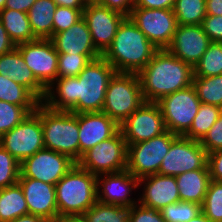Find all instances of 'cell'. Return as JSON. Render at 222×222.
Listing matches in <instances>:
<instances>
[{"instance_id":"cell-1","label":"cell","mask_w":222,"mask_h":222,"mask_svg":"<svg viewBox=\"0 0 222 222\" xmlns=\"http://www.w3.org/2000/svg\"><path fill=\"white\" fill-rule=\"evenodd\" d=\"M115 73L103 56L91 60L77 77H58L47 88L42 103L55 111L101 112L106 89Z\"/></svg>"},{"instance_id":"cell-2","label":"cell","mask_w":222,"mask_h":222,"mask_svg":"<svg viewBox=\"0 0 222 222\" xmlns=\"http://www.w3.org/2000/svg\"><path fill=\"white\" fill-rule=\"evenodd\" d=\"M137 75L145 102L156 103L192 85L193 68L167 49H160Z\"/></svg>"},{"instance_id":"cell-3","label":"cell","mask_w":222,"mask_h":222,"mask_svg":"<svg viewBox=\"0 0 222 222\" xmlns=\"http://www.w3.org/2000/svg\"><path fill=\"white\" fill-rule=\"evenodd\" d=\"M158 50L132 20L126 17L118 27L112 44L102 56L116 72L138 74Z\"/></svg>"},{"instance_id":"cell-4","label":"cell","mask_w":222,"mask_h":222,"mask_svg":"<svg viewBox=\"0 0 222 222\" xmlns=\"http://www.w3.org/2000/svg\"><path fill=\"white\" fill-rule=\"evenodd\" d=\"M97 176L77 163L55 184L58 219L83 216L97 202Z\"/></svg>"},{"instance_id":"cell-5","label":"cell","mask_w":222,"mask_h":222,"mask_svg":"<svg viewBox=\"0 0 222 222\" xmlns=\"http://www.w3.org/2000/svg\"><path fill=\"white\" fill-rule=\"evenodd\" d=\"M41 124L46 149L79 160L78 114L49 109L41 102Z\"/></svg>"},{"instance_id":"cell-6","label":"cell","mask_w":222,"mask_h":222,"mask_svg":"<svg viewBox=\"0 0 222 222\" xmlns=\"http://www.w3.org/2000/svg\"><path fill=\"white\" fill-rule=\"evenodd\" d=\"M143 103L138 75L116 72L106 89L102 112L121 125Z\"/></svg>"},{"instance_id":"cell-7","label":"cell","mask_w":222,"mask_h":222,"mask_svg":"<svg viewBox=\"0 0 222 222\" xmlns=\"http://www.w3.org/2000/svg\"><path fill=\"white\" fill-rule=\"evenodd\" d=\"M177 136L167 130L150 140L127 145L126 170L138 179L158 174L163 158Z\"/></svg>"},{"instance_id":"cell-8","label":"cell","mask_w":222,"mask_h":222,"mask_svg":"<svg viewBox=\"0 0 222 222\" xmlns=\"http://www.w3.org/2000/svg\"><path fill=\"white\" fill-rule=\"evenodd\" d=\"M76 163L96 176L126 170L127 144L121 130L87 150Z\"/></svg>"},{"instance_id":"cell-9","label":"cell","mask_w":222,"mask_h":222,"mask_svg":"<svg viewBox=\"0 0 222 222\" xmlns=\"http://www.w3.org/2000/svg\"><path fill=\"white\" fill-rule=\"evenodd\" d=\"M0 145L19 163L44 149L41 103L20 124L0 137Z\"/></svg>"},{"instance_id":"cell-10","label":"cell","mask_w":222,"mask_h":222,"mask_svg":"<svg viewBox=\"0 0 222 222\" xmlns=\"http://www.w3.org/2000/svg\"><path fill=\"white\" fill-rule=\"evenodd\" d=\"M160 107L168 131L183 136L191 127L201 101L190 85L156 102Z\"/></svg>"},{"instance_id":"cell-11","label":"cell","mask_w":222,"mask_h":222,"mask_svg":"<svg viewBox=\"0 0 222 222\" xmlns=\"http://www.w3.org/2000/svg\"><path fill=\"white\" fill-rule=\"evenodd\" d=\"M208 153L197 140L177 136L163 158L158 174L176 177L193 170H209Z\"/></svg>"},{"instance_id":"cell-12","label":"cell","mask_w":222,"mask_h":222,"mask_svg":"<svg viewBox=\"0 0 222 222\" xmlns=\"http://www.w3.org/2000/svg\"><path fill=\"white\" fill-rule=\"evenodd\" d=\"M128 17L159 50L168 48L178 26L173 9L133 7Z\"/></svg>"},{"instance_id":"cell-13","label":"cell","mask_w":222,"mask_h":222,"mask_svg":"<svg viewBox=\"0 0 222 222\" xmlns=\"http://www.w3.org/2000/svg\"><path fill=\"white\" fill-rule=\"evenodd\" d=\"M26 65L47 89L58 78V52L51 39L37 38L16 45Z\"/></svg>"},{"instance_id":"cell-14","label":"cell","mask_w":222,"mask_h":222,"mask_svg":"<svg viewBox=\"0 0 222 222\" xmlns=\"http://www.w3.org/2000/svg\"><path fill=\"white\" fill-rule=\"evenodd\" d=\"M75 164L68 155L44 148L20 163L19 177L55 185Z\"/></svg>"},{"instance_id":"cell-15","label":"cell","mask_w":222,"mask_h":222,"mask_svg":"<svg viewBox=\"0 0 222 222\" xmlns=\"http://www.w3.org/2000/svg\"><path fill=\"white\" fill-rule=\"evenodd\" d=\"M127 145L150 140L167 131L160 107L155 102L143 103L121 125Z\"/></svg>"},{"instance_id":"cell-16","label":"cell","mask_w":222,"mask_h":222,"mask_svg":"<svg viewBox=\"0 0 222 222\" xmlns=\"http://www.w3.org/2000/svg\"><path fill=\"white\" fill-rule=\"evenodd\" d=\"M126 18L122 13L103 5L86 6L83 19L86 21L95 48L103 54L112 44L118 27Z\"/></svg>"},{"instance_id":"cell-17","label":"cell","mask_w":222,"mask_h":222,"mask_svg":"<svg viewBox=\"0 0 222 222\" xmlns=\"http://www.w3.org/2000/svg\"><path fill=\"white\" fill-rule=\"evenodd\" d=\"M138 181L128 170L97 175V201L131 208L138 204L130 197L132 190L139 187Z\"/></svg>"},{"instance_id":"cell-18","label":"cell","mask_w":222,"mask_h":222,"mask_svg":"<svg viewBox=\"0 0 222 222\" xmlns=\"http://www.w3.org/2000/svg\"><path fill=\"white\" fill-rule=\"evenodd\" d=\"M210 43L201 25H178L167 50L194 68Z\"/></svg>"},{"instance_id":"cell-19","label":"cell","mask_w":222,"mask_h":222,"mask_svg":"<svg viewBox=\"0 0 222 222\" xmlns=\"http://www.w3.org/2000/svg\"><path fill=\"white\" fill-rule=\"evenodd\" d=\"M18 183L23 190L29 214L51 222L58 219L55 185L28 177H19Z\"/></svg>"},{"instance_id":"cell-20","label":"cell","mask_w":222,"mask_h":222,"mask_svg":"<svg viewBox=\"0 0 222 222\" xmlns=\"http://www.w3.org/2000/svg\"><path fill=\"white\" fill-rule=\"evenodd\" d=\"M78 126L79 159L87 150L114 136L120 130V125L102 111L79 113Z\"/></svg>"},{"instance_id":"cell-21","label":"cell","mask_w":222,"mask_h":222,"mask_svg":"<svg viewBox=\"0 0 222 222\" xmlns=\"http://www.w3.org/2000/svg\"><path fill=\"white\" fill-rule=\"evenodd\" d=\"M142 184H144L142 187L144 190L138 199L139 204L160 211L167 205L180 201L178 185L173 176L148 175L139 179L138 186Z\"/></svg>"},{"instance_id":"cell-22","label":"cell","mask_w":222,"mask_h":222,"mask_svg":"<svg viewBox=\"0 0 222 222\" xmlns=\"http://www.w3.org/2000/svg\"><path fill=\"white\" fill-rule=\"evenodd\" d=\"M0 74L26 87L40 102H43L47 89L36 79L17 48L0 55Z\"/></svg>"},{"instance_id":"cell-23","label":"cell","mask_w":222,"mask_h":222,"mask_svg":"<svg viewBox=\"0 0 222 222\" xmlns=\"http://www.w3.org/2000/svg\"><path fill=\"white\" fill-rule=\"evenodd\" d=\"M50 39L58 53L101 54L93 45L91 33L83 18L67 30L55 33Z\"/></svg>"},{"instance_id":"cell-24","label":"cell","mask_w":222,"mask_h":222,"mask_svg":"<svg viewBox=\"0 0 222 222\" xmlns=\"http://www.w3.org/2000/svg\"><path fill=\"white\" fill-rule=\"evenodd\" d=\"M176 178L180 201L202 205L211 181L209 170H193L182 173Z\"/></svg>"},{"instance_id":"cell-25","label":"cell","mask_w":222,"mask_h":222,"mask_svg":"<svg viewBox=\"0 0 222 222\" xmlns=\"http://www.w3.org/2000/svg\"><path fill=\"white\" fill-rule=\"evenodd\" d=\"M57 5L53 0H36L27 12L31 30L36 38L53 36V18Z\"/></svg>"},{"instance_id":"cell-26","label":"cell","mask_w":222,"mask_h":222,"mask_svg":"<svg viewBox=\"0 0 222 222\" xmlns=\"http://www.w3.org/2000/svg\"><path fill=\"white\" fill-rule=\"evenodd\" d=\"M0 20L15 45L34 41L27 13L4 8L0 10Z\"/></svg>"},{"instance_id":"cell-27","label":"cell","mask_w":222,"mask_h":222,"mask_svg":"<svg viewBox=\"0 0 222 222\" xmlns=\"http://www.w3.org/2000/svg\"><path fill=\"white\" fill-rule=\"evenodd\" d=\"M27 214L28 206L18 182L0 189V222H10Z\"/></svg>"},{"instance_id":"cell-28","label":"cell","mask_w":222,"mask_h":222,"mask_svg":"<svg viewBox=\"0 0 222 222\" xmlns=\"http://www.w3.org/2000/svg\"><path fill=\"white\" fill-rule=\"evenodd\" d=\"M0 101L22 106L29 114L41 103L26 87L1 74Z\"/></svg>"},{"instance_id":"cell-29","label":"cell","mask_w":222,"mask_h":222,"mask_svg":"<svg viewBox=\"0 0 222 222\" xmlns=\"http://www.w3.org/2000/svg\"><path fill=\"white\" fill-rule=\"evenodd\" d=\"M206 0H175L173 12L178 25H201L206 13Z\"/></svg>"},{"instance_id":"cell-30","label":"cell","mask_w":222,"mask_h":222,"mask_svg":"<svg viewBox=\"0 0 222 222\" xmlns=\"http://www.w3.org/2000/svg\"><path fill=\"white\" fill-rule=\"evenodd\" d=\"M192 85L201 103L218 107L222 104V75L193 76Z\"/></svg>"},{"instance_id":"cell-31","label":"cell","mask_w":222,"mask_h":222,"mask_svg":"<svg viewBox=\"0 0 222 222\" xmlns=\"http://www.w3.org/2000/svg\"><path fill=\"white\" fill-rule=\"evenodd\" d=\"M222 75V43L211 42L193 68V76L211 77Z\"/></svg>"},{"instance_id":"cell-32","label":"cell","mask_w":222,"mask_h":222,"mask_svg":"<svg viewBox=\"0 0 222 222\" xmlns=\"http://www.w3.org/2000/svg\"><path fill=\"white\" fill-rule=\"evenodd\" d=\"M219 107L201 103L190 129L183 135L200 141L219 118Z\"/></svg>"},{"instance_id":"cell-33","label":"cell","mask_w":222,"mask_h":222,"mask_svg":"<svg viewBox=\"0 0 222 222\" xmlns=\"http://www.w3.org/2000/svg\"><path fill=\"white\" fill-rule=\"evenodd\" d=\"M83 217L87 222H129V208L97 201Z\"/></svg>"},{"instance_id":"cell-34","label":"cell","mask_w":222,"mask_h":222,"mask_svg":"<svg viewBox=\"0 0 222 222\" xmlns=\"http://www.w3.org/2000/svg\"><path fill=\"white\" fill-rule=\"evenodd\" d=\"M102 54H67L58 53V77H77L85 66Z\"/></svg>"},{"instance_id":"cell-35","label":"cell","mask_w":222,"mask_h":222,"mask_svg":"<svg viewBox=\"0 0 222 222\" xmlns=\"http://www.w3.org/2000/svg\"><path fill=\"white\" fill-rule=\"evenodd\" d=\"M201 210L211 222L222 221V181H210Z\"/></svg>"},{"instance_id":"cell-36","label":"cell","mask_w":222,"mask_h":222,"mask_svg":"<svg viewBox=\"0 0 222 222\" xmlns=\"http://www.w3.org/2000/svg\"><path fill=\"white\" fill-rule=\"evenodd\" d=\"M160 211L166 222H188L202 212L201 205L188 201L169 204Z\"/></svg>"},{"instance_id":"cell-37","label":"cell","mask_w":222,"mask_h":222,"mask_svg":"<svg viewBox=\"0 0 222 222\" xmlns=\"http://www.w3.org/2000/svg\"><path fill=\"white\" fill-rule=\"evenodd\" d=\"M28 115L22 106L0 101V137L20 124Z\"/></svg>"},{"instance_id":"cell-38","label":"cell","mask_w":222,"mask_h":222,"mask_svg":"<svg viewBox=\"0 0 222 222\" xmlns=\"http://www.w3.org/2000/svg\"><path fill=\"white\" fill-rule=\"evenodd\" d=\"M20 163L0 145V189L18 182Z\"/></svg>"},{"instance_id":"cell-39","label":"cell","mask_w":222,"mask_h":222,"mask_svg":"<svg viewBox=\"0 0 222 222\" xmlns=\"http://www.w3.org/2000/svg\"><path fill=\"white\" fill-rule=\"evenodd\" d=\"M84 9L57 6L53 18V35L67 30L83 18Z\"/></svg>"},{"instance_id":"cell-40","label":"cell","mask_w":222,"mask_h":222,"mask_svg":"<svg viewBox=\"0 0 222 222\" xmlns=\"http://www.w3.org/2000/svg\"><path fill=\"white\" fill-rule=\"evenodd\" d=\"M129 222H166L155 208L142 204L133 205L129 208Z\"/></svg>"},{"instance_id":"cell-41","label":"cell","mask_w":222,"mask_h":222,"mask_svg":"<svg viewBox=\"0 0 222 222\" xmlns=\"http://www.w3.org/2000/svg\"><path fill=\"white\" fill-rule=\"evenodd\" d=\"M199 142L208 154L222 149V116Z\"/></svg>"},{"instance_id":"cell-42","label":"cell","mask_w":222,"mask_h":222,"mask_svg":"<svg viewBox=\"0 0 222 222\" xmlns=\"http://www.w3.org/2000/svg\"><path fill=\"white\" fill-rule=\"evenodd\" d=\"M201 26L211 42L222 43V16L206 15Z\"/></svg>"},{"instance_id":"cell-43","label":"cell","mask_w":222,"mask_h":222,"mask_svg":"<svg viewBox=\"0 0 222 222\" xmlns=\"http://www.w3.org/2000/svg\"><path fill=\"white\" fill-rule=\"evenodd\" d=\"M207 166L211 180L222 181V149L208 154Z\"/></svg>"},{"instance_id":"cell-44","label":"cell","mask_w":222,"mask_h":222,"mask_svg":"<svg viewBox=\"0 0 222 222\" xmlns=\"http://www.w3.org/2000/svg\"><path fill=\"white\" fill-rule=\"evenodd\" d=\"M101 5L128 17L134 7V0H102Z\"/></svg>"},{"instance_id":"cell-45","label":"cell","mask_w":222,"mask_h":222,"mask_svg":"<svg viewBox=\"0 0 222 222\" xmlns=\"http://www.w3.org/2000/svg\"><path fill=\"white\" fill-rule=\"evenodd\" d=\"M175 0H134V7L147 9H173Z\"/></svg>"},{"instance_id":"cell-46","label":"cell","mask_w":222,"mask_h":222,"mask_svg":"<svg viewBox=\"0 0 222 222\" xmlns=\"http://www.w3.org/2000/svg\"><path fill=\"white\" fill-rule=\"evenodd\" d=\"M16 48V45L9 37L6 29L0 20V55L9 53Z\"/></svg>"},{"instance_id":"cell-47","label":"cell","mask_w":222,"mask_h":222,"mask_svg":"<svg viewBox=\"0 0 222 222\" xmlns=\"http://www.w3.org/2000/svg\"><path fill=\"white\" fill-rule=\"evenodd\" d=\"M36 0H6L4 8L27 13Z\"/></svg>"},{"instance_id":"cell-48","label":"cell","mask_w":222,"mask_h":222,"mask_svg":"<svg viewBox=\"0 0 222 222\" xmlns=\"http://www.w3.org/2000/svg\"><path fill=\"white\" fill-rule=\"evenodd\" d=\"M207 15L222 16V0H206Z\"/></svg>"},{"instance_id":"cell-49","label":"cell","mask_w":222,"mask_h":222,"mask_svg":"<svg viewBox=\"0 0 222 222\" xmlns=\"http://www.w3.org/2000/svg\"><path fill=\"white\" fill-rule=\"evenodd\" d=\"M57 6L84 9L81 0H53Z\"/></svg>"},{"instance_id":"cell-50","label":"cell","mask_w":222,"mask_h":222,"mask_svg":"<svg viewBox=\"0 0 222 222\" xmlns=\"http://www.w3.org/2000/svg\"><path fill=\"white\" fill-rule=\"evenodd\" d=\"M10 222H51V221L39 216H35L33 214H27L20 216L14 220H11Z\"/></svg>"},{"instance_id":"cell-51","label":"cell","mask_w":222,"mask_h":222,"mask_svg":"<svg viewBox=\"0 0 222 222\" xmlns=\"http://www.w3.org/2000/svg\"><path fill=\"white\" fill-rule=\"evenodd\" d=\"M55 222H87L83 216H66L57 219Z\"/></svg>"},{"instance_id":"cell-52","label":"cell","mask_w":222,"mask_h":222,"mask_svg":"<svg viewBox=\"0 0 222 222\" xmlns=\"http://www.w3.org/2000/svg\"><path fill=\"white\" fill-rule=\"evenodd\" d=\"M188 222H211V221L204 215L203 212H201L199 215L189 220Z\"/></svg>"},{"instance_id":"cell-53","label":"cell","mask_w":222,"mask_h":222,"mask_svg":"<svg viewBox=\"0 0 222 222\" xmlns=\"http://www.w3.org/2000/svg\"><path fill=\"white\" fill-rule=\"evenodd\" d=\"M84 7L90 5H101L102 0H81Z\"/></svg>"},{"instance_id":"cell-54","label":"cell","mask_w":222,"mask_h":222,"mask_svg":"<svg viewBox=\"0 0 222 222\" xmlns=\"http://www.w3.org/2000/svg\"><path fill=\"white\" fill-rule=\"evenodd\" d=\"M6 0H0V10L4 9Z\"/></svg>"},{"instance_id":"cell-55","label":"cell","mask_w":222,"mask_h":222,"mask_svg":"<svg viewBox=\"0 0 222 222\" xmlns=\"http://www.w3.org/2000/svg\"><path fill=\"white\" fill-rule=\"evenodd\" d=\"M219 114L222 116V104L219 106Z\"/></svg>"}]
</instances>
